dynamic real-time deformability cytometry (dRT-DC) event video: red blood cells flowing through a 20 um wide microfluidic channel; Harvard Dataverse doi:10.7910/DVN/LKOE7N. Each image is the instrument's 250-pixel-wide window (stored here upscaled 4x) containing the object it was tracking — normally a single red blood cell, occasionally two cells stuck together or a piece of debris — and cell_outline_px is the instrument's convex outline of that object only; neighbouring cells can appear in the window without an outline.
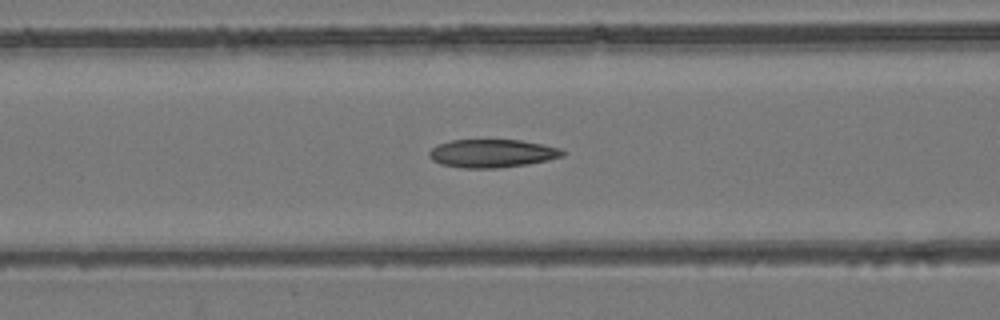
{"species": "common noctule bat (a hibernating species)", "species_latin": "Nyctalus noctula", "temperature_condition": "room temperature", "stored_images_in_passage": 38, "camera_frame_rate_fps": 3000, "um_per_image_px": 0.085, "animal": {"sex": "female", "body_mass_g": 24.6, "forearm_length_mm": 56.2}, "frame": {"image": 1, "passage_image": 10, "time_ms": 3.0, "image_size_px": [1000, 320], "cell_outline_px": [[564, 156], [548, 160], [528, 164], [496, 168], [460, 168], [440, 164], [432, 160], [428, 156], [428, 152], [436, 144], [452, 140], [520, 140], [544, 144], [560, 148], [564, 152]], "centroid_in_image_um": [41.8, 13.04], "position_along_channel_um": 124.8, "area_um2": 22.08}}
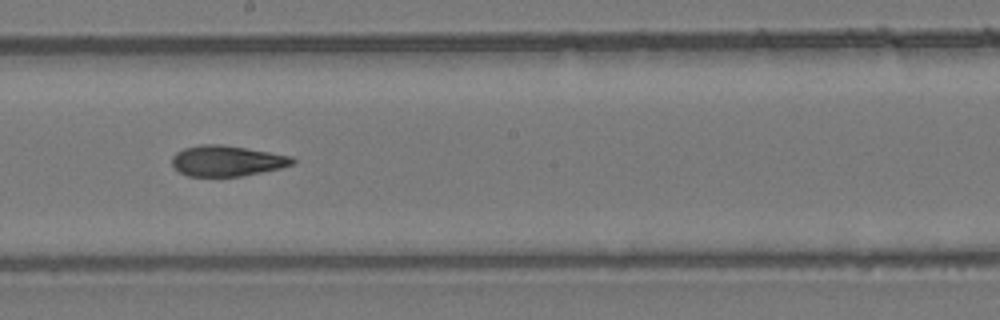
{"frame": {"image": 2, "passage_image": 18, "time_ms": 5.667, "image_size_px": [1000, 320], "cell_outline_px": [[296, 160], [292, 164], [280, 168], [240, 176], [188, 176], [180, 172], [172, 164], [172, 156], [176, 152], [184, 148], [200, 144], [220, 144], [292, 156]], "centroid_in_image_um": [19.26, 13.67], "position_along_channel_um": 228.9, "area_um2": 21.27}}
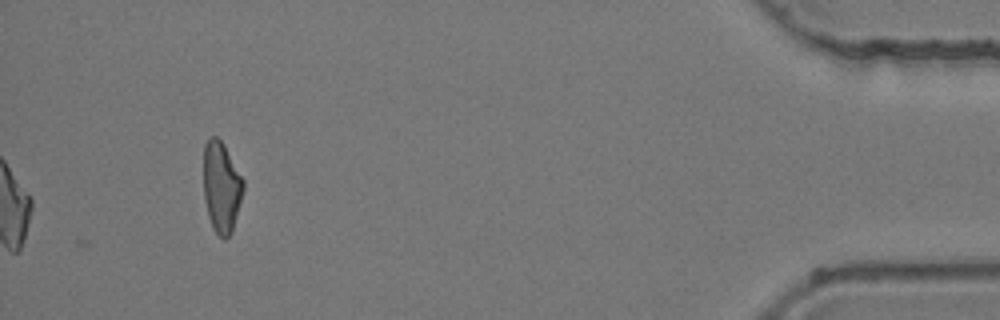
{"frame": {"image": 3, "passage_image": 38, "time_ms": 12.333, "image_size_px": [1000, 320], "cell_outline_px": [[244, 188], [232, 232], [224, 240], [212, 228], [208, 216], [204, 196], [204, 144], [212, 136], [216, 136], [224, 144], [244, 180]], "centroid_in_image_um": [18.82, 15.9], "position_along_channel_um": 416.4, "area_um2": 20.98}, "authors_computed_cell_mechanics": {"area_um2": 21.9062, "velocity_mm_per_s": 3.9079, "shape_relaxation_time_tau1_ms": null, "shape_relaxation_time_tau2_ms": 3.7048, "deformation_change_tau1": null, "deformation_change_tau2": 0.1065}}